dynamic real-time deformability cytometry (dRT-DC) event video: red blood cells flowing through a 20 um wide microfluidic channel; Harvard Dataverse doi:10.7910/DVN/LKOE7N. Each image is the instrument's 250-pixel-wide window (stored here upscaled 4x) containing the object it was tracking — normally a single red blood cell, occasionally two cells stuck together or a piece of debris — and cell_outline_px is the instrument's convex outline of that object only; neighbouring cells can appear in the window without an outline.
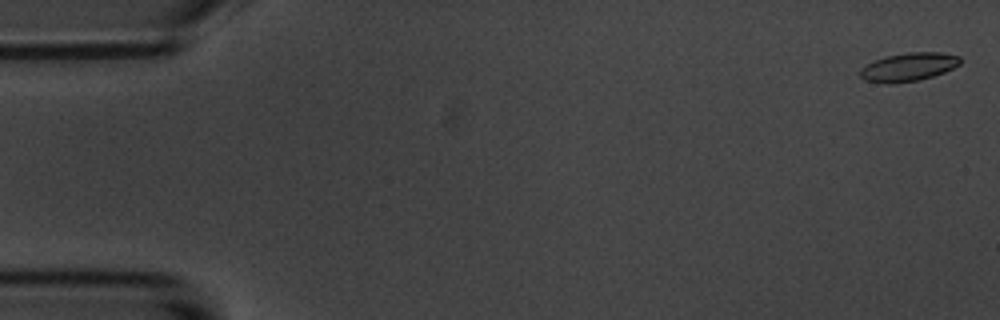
{"species": "common noctule bat (a hibernating species)", "species_latin": "Nyctalus noctula", "temperature_condition": "room temperature", "stored_images_in_passage": 57, "camera_frame_rate_fps": 3000, "um_per_image_px": 0.085, "animal": {"sex": "male", "body_mass_g": 20.1, "forearm_length_mm": 53.5}, "frame": {"image": 1, "passage_image": 2, "time_ms": 0.333, "image_size_px": [1000, 320], "cell_outline_px": [[960, 64], [944, 72], [920, 80], [892, 84], [888, 84], [864, 80], [860, 76], [860, 68], [884, 56], [908, 52], [940, 52], [960, 56]], "centroid_in_image_um": [77.21, 5.7], "position_along_channel_um": 7.8, "area_um2": 16.59}}
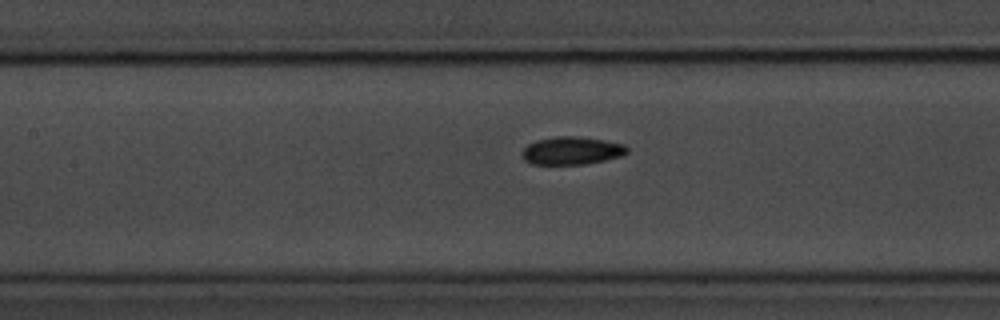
{"frame": {"image": 2, "passage_image": 26, "time_ms": 8.333, "image_size_px": [1000, 320], "cell_outline_px": [[628, 152], [620, 156], [604, 160], [584, 164], [532, 164], [524, 160], [524, 148], [528, 144], [536, 140], [556, 136], [576, 136], [604, 140], [624, 144], [628, 148]], "centroid_in_image_um": [48.61, 12.8], "position_along_channel_um": 158.8, "area_um2": 16.88}}
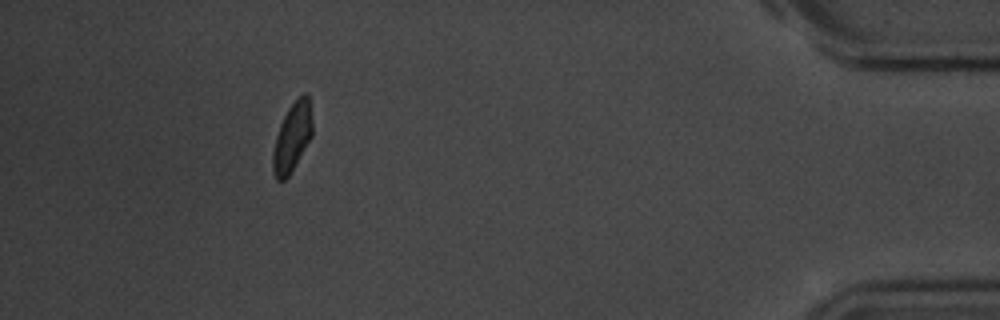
{"frame": {"image": 3, "passage_image": 52, "time_ms": 17.0, "image_size_px": [1000, 320], "cell_outline_px": [[312, 136], [288, 176], [284, 180], [276, 180], [272, 172], [272, 152], [276, 136], [280, 124], [288, 108], [304, 92], [308, 92], [312, 120]], "centroid_in_image_um": [24.82, 11.66], "position_along_channel_um": 410.4, "area_um2": 15.78}, "authors_computed_cell_mechanics": {"area_um2": 16.5886, "velocity_mm_per_s": 3.5786, "shape_relaxation_time_tau1_ms": 2.9135, "shape_relaxation_time_tau2_ms": 3.3093, "deformation_change_tau1": 0.1055, "deformation_change_tau2": 0.0684}}